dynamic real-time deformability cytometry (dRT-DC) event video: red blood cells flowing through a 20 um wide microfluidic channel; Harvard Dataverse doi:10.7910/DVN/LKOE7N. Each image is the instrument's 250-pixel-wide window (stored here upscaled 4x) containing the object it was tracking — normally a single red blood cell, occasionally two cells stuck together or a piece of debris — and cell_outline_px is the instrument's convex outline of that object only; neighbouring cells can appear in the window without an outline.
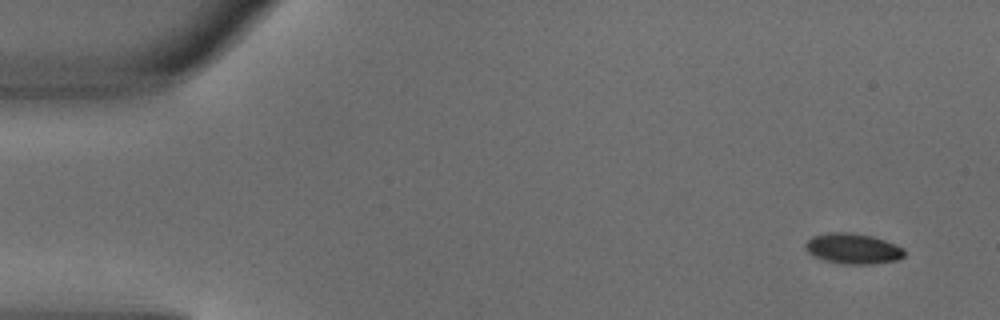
{"species": "common noctule bat (a hibernating species)", "species_latin": "Nyctalus noctula", "temperature_condition": "warm", "stored_images_in_passage": 4, "camera_frame_rate_fps": 3000, "um_per_image_px": 0.085, "animal": {"sex": "male", "body_mass_g": 18.8}, "frame": {"image": 1, "passage_image": 1, "time_ms": 0.0, "image_size_px": [1000, 320], "cell_outline_px": [[904, 256], [900, 260], [872, 264], [840, 264], [824, 260], [812, 256], [804, 248], [804, 244], [812, 236], [828, 232], [852, 232], [872, 236], [896, 244], [904, 248]], "centroid_in_image_um": [72.49, 21.13], "position_along_channel_um": 12.5, "area_um2": 17.92}}
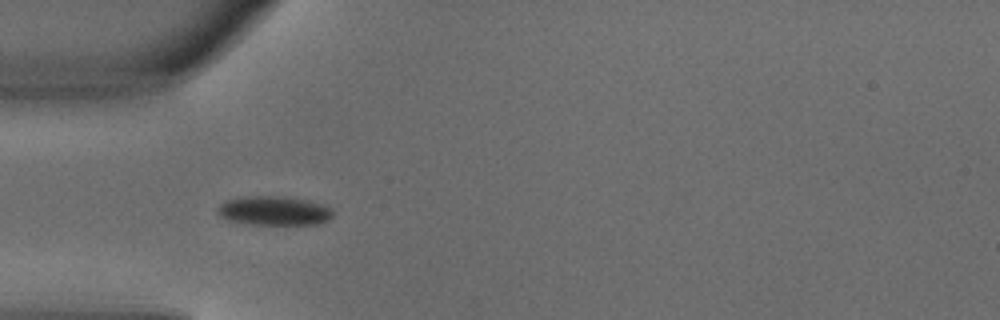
{"frame": {"image": 2, "passage_image": 4, "time_ms": 1.0, "image_size_px": [1000, 320], "cell_outline_px": [[332, 216], [328, 220], [316, 224], [244, 224], [228, 220], [220, 216], [216, 212], [216, 208], [224, 200], [240, 196], [284, 196], [308, 200], [332, 208]], "centroid_in_image_um": [23.22, 17.9], "position_along_channel_um": 61.8, "area_um2": 19.83}}